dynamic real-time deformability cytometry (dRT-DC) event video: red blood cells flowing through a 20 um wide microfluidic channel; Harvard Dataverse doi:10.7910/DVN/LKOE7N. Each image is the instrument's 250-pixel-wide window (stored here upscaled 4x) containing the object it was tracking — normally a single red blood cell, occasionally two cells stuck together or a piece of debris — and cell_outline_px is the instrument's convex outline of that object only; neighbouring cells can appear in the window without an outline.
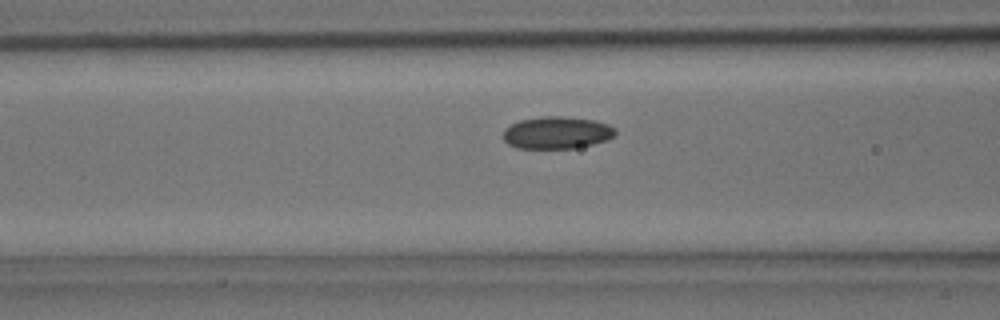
{"species": "common noctule bat (a hibernating species)", "species_latin": "Nyctalus noctula", "temperature_condition": "room temperature", "stored_images_in_passage": 14, "camera_frame_rate_fps": 3000, "um_per_image_px": 0.085, "animal": {"sex": "male", "body_mass_g": 15.6}, "frame": {"image": 1, "passage_image": 12, "time_ms": 3.667, "image_size_px": [1000, 320], "cell_outline_px": [[616, 136], [608, 140], [576, 148], [516, 148], [508, 144], [504, 140], [504, 128], [520, 120], [544, 116], [564, 116], [592, 120], [608, 124], [616, 128]], "centroid_in_image_um": [47.36, 11.28], "position_along_channel_um": 119.2, "area_um2": 21.15}}